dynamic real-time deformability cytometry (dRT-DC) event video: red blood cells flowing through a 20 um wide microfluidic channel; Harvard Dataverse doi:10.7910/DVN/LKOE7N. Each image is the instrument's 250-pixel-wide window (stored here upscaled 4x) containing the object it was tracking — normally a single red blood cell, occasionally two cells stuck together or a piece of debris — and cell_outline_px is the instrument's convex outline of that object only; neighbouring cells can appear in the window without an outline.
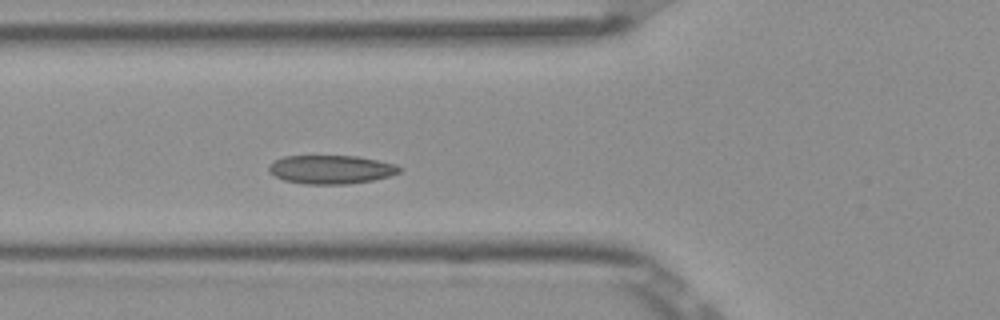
{"species": "Egyptian fruit bat (a non-hibernating species)", "species_latin": "Rousettus aegyptiacus", "temperature_condition": "room temperature", "stored_images_in_passage": 3, "camera_frame_rate_fps": 3000, "um_per_image_px": 0.085, "frame": {"image": 1, "passage_image": 3, "time_ms": 0.667, "image_size_px": [1000, 320], "cell_outline_px": [[400, 172], [388, 176], [372, 180], [348, 184], [304, 184], [284, 180], [268, 172], [268, 164], [284, 156], [356, 156], [396, 164], [400, 168]], "centroid_in_image_um": [28.1, 14.41], "position_along_channel_um": 97.7, "area_um2": 21.68}}